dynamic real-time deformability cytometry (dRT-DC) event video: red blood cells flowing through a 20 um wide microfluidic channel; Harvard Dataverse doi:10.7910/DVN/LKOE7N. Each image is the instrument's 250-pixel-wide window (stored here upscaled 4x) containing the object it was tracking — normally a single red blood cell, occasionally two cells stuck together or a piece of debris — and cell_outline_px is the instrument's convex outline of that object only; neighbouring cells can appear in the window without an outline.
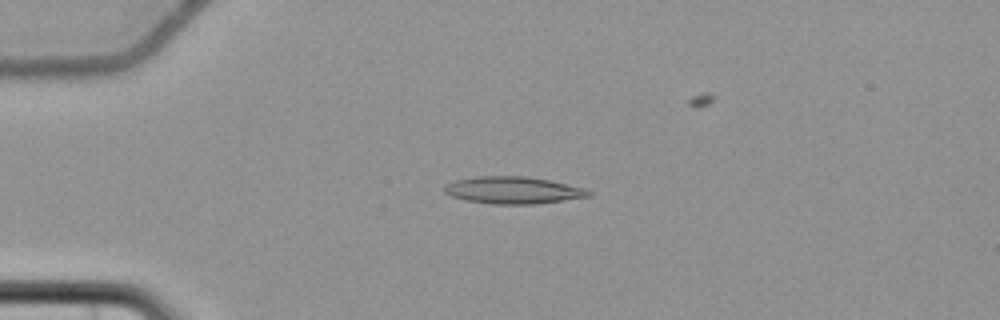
{"species": "common noctule bat (a hibernating species)", "species_latin": "Nyctalus noctula", "temperature_condition": "cold", "stored_images_in_passage": 3, "camera_frame_rate_fps": 3000, "um_per_image_px": 0.085, "animal": {"sex": "female", "body_mass_g": 22.7, "forearm_length_mm": 54.2}, "frame": {"image": 1, "passage_image": 2, "time_ms": 3.333, "image_size_px": [1000, 320], "cell_outline_px": [[592, 196], [536, 204], [492, 204], [468, 200], [452, 196], [444, 192], [444, 184], [456, 180], [476, 176], [528, 176], [548, 180], [584, 188], [592, 192]], "centroid_in_image_um": [43.61, 16.16], "position_along_channel_um": 41.4, "area_um2": 22.72}}